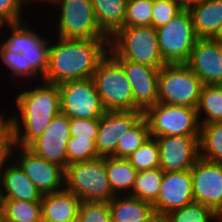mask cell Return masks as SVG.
<instances>
[{
    "instance_id": "1",
    "label": "cell",
    "mask_w": 222,
    "mask_h": 222,
    "mask_svg": "<svg viewBox=\"0 0 222 222\" xmlns=\"http://www.w3.org/2000/svg\"><path fill=\"white\" fill-rule=\"evenodd\" d=\"M28 85L24 90L16 88V96L12 99V103L16 100L15 106L8 112L14 127L15 145L21 148H27L39 138L52 119L61 112L57 84L41 81L39 84L33 82V86L30 83Z\"/></svg>"
},
{
    "instance_id": "2",
    "label": "cell",
    "mask_w": 222,
    "mask_h": 222,
    "mask_svg": "<svg viewBox=\"0 0 222 222\" xmlns=\"http://www.w3.org/2000/svg\"><path fill=\"white\" fill-rule=\"evenodd\" d=\"M53 37L51 36L48 67L42 78V81L50 84L59 85L70 80L92 78L98 64L109 52V39Z\"/></svg>"
},
{
    "instance_id": "3",
    "label": "cell",
    "mask_w": 222,
    "mask_h": 222,
    "mask_svg": "<svg viewBox=\"0 0 222 222\" xmlns=\"http://www.w3.org/2000/svg\"><path fill=\"white\" fill-rule=\"evenodd\" d=\"M27 21L25 19L22 22L4 25L3 30L5 29V32H2L0 35V43L8 51L15 54L21 53L22 58H24L25 84L22 87L28 83L32 84L36 81L38 83L42 81L48 67L51 43V36L50 33L48 34V31L46 34H42L40 31H36L37 28L28 25L29 22ZM47 34L49 36H46Z\"/></svg>"
},
{
    "instance_id": "4",
    "label": "cell",
    "mask_w": 222,
    "mask_h": 222,
    "mask_svg": "<svg viewBox=\"0 0 222 222\" xmlns=\"http://www.w3.org/2000/svg\"><path fill=\"white\" fill-rule=\"evenodd\" d=\"M109 53L115 59L129 60L160 69L166 63L153 26H124L109 38Z\"/></svg>"
},
{
    "instance_id": "5",
    "label": "cell",
    "mask_w": 222,
    "mask_h": 222,
    "mask_svg": "<svg viewBox=\"0 0 222 222\" xmlns=\"http://www.w3.org/2000/svg\"><path fill=\"white\" fill-rule=\"evenodd\" d=\"M64 188L81 201L109 202L115 195L107 177L106 157L67 165Z\"/></svg>"
},
{
    "instance_id": "6",
    "label": "cell",
    "mask_w": 222,
    "mask_h": 222,
    "mask_svg": "<svg viewBox=\"0 0 222 222\" xmlns=\"http://www.w3.org/2000/svg\"><path fill=\"white\" fill-rule=\"evenodd\" d=\"M57 11L51 14L55 26L54 36L65 39H109L100 29L90 0H53L50 4ZM53 16V17H52ZM57 29V30H56Z\"/></svg>"
},
{
    "instance_id": "7",
    "label": "cell",
    "mask_w": 222,
    "mask_h": 222,
    "mask_svg": "<svg viewBox=\"0 0 222 222\" xmlns=\"http://www.w3.org/2000/svg\"><path fill=\"white\" fill-rule=\"evenodd\" d=\"M92 79L105 111H134V96L122 65L108 52Z\"/></svg>"
},
{
    "instance_id": "8",
    "label": "cell",
    "mask_w": 222,
    "mask_h": 222,
    "mask_svg": "<svg viewBox=\"0 0 222 222\" xmlns=\"http://www.w3.org/2000/svg\"><path fill=\"white\" fill-rule=\"evenodd\" d=\"M202 86L185 63L165 64L158 72V102L197 108Z\"/></svg>"
},
{
    "instance_id": "9",
    "label": "cell",
    "mask_w": 222,
    "mask_h": 222,
    "mask_svg": "<svg viewBox=\"0 0 222 222\" xmlns=\"http://www.w3.org/2000/svg\"><path fill=\"white\" fill-rule=\"evenodd\" d=\"M150 137L169 135L199 136L197 108L156 103L144 112Z\"/></svg>"
},
{
    "instance_id": "10",
    "label": "cell",
    "mask_w": 222,
    "mask_h": 222,
    "mask_svg": "<svg viewBox=\"0 0 222 222\" xmlns=\"http://www.w3.org/2000/svg\"><path fill=\"white\" fill-rule=\"evenodd\" d=\"M159 48L166 64L186 63L198 37L190 10H181L167 24L156 28Z\"/></svg>"
},
{
    "instance_id": "11",
    "label": "cell",
    "mask_w": 222,
    "mask_h": 222,
    "mask_svg": "<svg viewBox=\"0 0 222 222\" xmlns=\"http://www.w3.org/2000/svg\"><path fill=\"white\" fill-rule=\"evenodd\" d=\"M58 87L61 113L69 119H100L105 113L92 78L66 81Z\"/></svg>"
},
{
    "instance_id": "12",
    "label": "cell",
    "mask_w": 222,
    "mask_h": 222,
    "mask_svg": "<svg viewBox=\"0 0 222 222\" xmlns=\"http://www.w3.org/2000/svg\"><path fill=\"white\" fill-rule=\"evenodd\" d=\"M13 160L42 194L64 189L65 170L61 166L18 146L14 148Z\"/></svg>"
},
{
    "instance_id": "13",
    "label": "cell",
    "mask_w": 222,
    "mask_h": 222,
    "mask_svg": "<svg viewBox=\"0 0 222 222\" xmlns=\"http://www.w3.org/2000/svg\"><path fill=\"white\" fill-rule=\"evenodd\" d=\"M190 174L194 202L205 205L222 218V163L199 157Z\"/></svg>"
},
{
    "instance_id": "14",
    "label": "cell",
    "mask_w": 222,
    "mask_h": 222,
    "mask_svg": "<svg viewBox=\"0 0 222 222\" xmlns=\"http://www.w3.org/2000/svg\"><path fill=\"white\" fill-rule=\"evenodd\" d=\"M159 145V168L163 172L191 170L199 158V136L155 137Z\"/></svg>"
},
{
    "instance_id": "15",
    "label": "cell",
    "mask_w": 222,
    "mask_h": 222,
    "mask_svg": "<svg viewBox=\"0 0 222 222\" xmlns=\"http://www.w3.org/2000/svg\"><path fill=\"white\" fill-rule=\"evenodd\" d=\"M70 139V119L63 113L57 114L43 134L27 148L35 155L66 168V147Z\"/></svg>"
},
{
    "instance_id": "16",
    "label": "cell",
    "mask_w": 222,
    "mask_h": 222,
    "mask_svg": "<svg viewBox=\"0 0 222 222\" xmlns=\"http://www.w3.org/2000/svg\"><path fill=\"white\" fill-rule=\"evenodd\" d=\"M194 202L190 170L164 172L157 200L152 204L156 215L165 216Z\"/></svg>"
},
{
    "instance_id": "17",
    "label": "cell",
    "mask_w": 222,
    "mask_h": 222,
    "mask_svg": "<svg viewBox=\"0 0 222 222\" xmlns=\"http://www.w3.org/2000/svg\"><path fill=\"white\" fill-rule=\"evenodd\" d=\"M142 111H105L100 117L95 141L100 157H109L116 152L119 139L127 133L142 117Z\"/></svg>"
},
{
    "instance_id": "18",
    "label": "cell",
    "mask_w": 222,
    "mask_h": 222,
    "mask_svg": "<svg viewBox=\"0 0 222 222\" xmlns=\"http://www.w3.org/2000/svg\"><path fill=\"white\" fill-rule=\"evenodd\" d=\"M123 67L134 96V111L145 112L158 103L159 69L129 60L116 59Z\"/></svg>"
},
{
    "instance_id": "19",
    "label": "cell",
    "mask_w": 222,
    "mask_h": 222,
    "mask_svg": "<svg viewBox=\"0 0 222 222\" xmlns=\"http://www.w3.org/2000/svg\"><path fill=\"white\" fill-rule=\"evenodd\" d=\"M185 64L203 85L222 84V63L215 39L198 38Z\"/></svg>"
},
{
    "instance_id": "20",
    "label": "cell",
    "mask_w": 222,
    "mask_h": 222,
    "mask_svg": "<svg viewBox=\"0 0 222 222\" xmlns=\"http://www.w3.org/2000/svg\"><path fill=\"white\" fill-rule=\"evenodd\" d=\"M42 196L13 159L2 168L0 200L41 201Z\"/></svg>"
},
{
    "instance_id": "21",
    "label": "cell",
    "mask_w": 222,
    "mask_h": 222,
    "mask_svg": "<svg viewBox=\"0 0 222 222\" xmlns=\"http://www.w3.org/2000/svg\"><path fill=\"white\" fill-rule=\"evenodd\" d=\"M81 200L65 188L43 194L41 200L42 222L77 221Z\"/></svg>"
},
{
    "instance_id": "22",
    "label": "cell",
    "mask_w": 222,
    "mask_h": 222,
    "mask_svg": "<svg viewBox=\"0 0 222 222\" xmlns=\"http://www.w3.org/2000/svg\"><path fill=\"white\" fill-rule=\"evenodd\" d=\"M108 203L112 222H149L156 215L151 203L130 195L114 196Z\"/></svg>"
},
{
    "instance_id": "23",
    "label": "cell",
    "mask_w": 222,
    "mask_h": 222,
    "mask_svg": "<svg viewBox=\"0 0 222 222\" xmlns=\"http://www.w3.org/2000/svg\"><path fill=\"white\" fill-rule=\"evenodd\" d=\"M198 38L213 39L222 25V0H203L190 9Z\"/></svg>"
},
{
    "instance_id": "24",
    "label": "cell",
    "mask_w": 222,
    "mask_h": 222,
    "mask_svg": "<svg viewBox=\"0 0 222 222\" xmlns=\"http://www.w3.org/2000/svg\"><path fill=\"white\" fill-rule=\"evenodd\" d=\"M128 0H90L101 31L110 38L124 27Z\"/></svg>"
},
{
    "instance_id": "25",
    "label": "cell",
    "mask_w": 222,
    "mask_h": 222,
    "mask_svg": "<svg viewBox=\"0 0 222 222\" xmlns=\"http://www.w3.org/2000/svg\"><path fill=\"white\" fill-rule=\"evenodd\" d=\"M106 172L115 196L131 194L138 171L128 159L106 157Z\"/></svg>"
},
{
    "instance_id": "26",
    "label": "cell",
    "mask_w": 222,
    "mask_h": 222,
    "mask_svg": "<svg viewBox=\"0 0 222 222\" xmlns=\"http://www.w3.org/2000/svg\"><path fill=\"white\" fill-rule=\"evenodd\" d=\"M199 124L222 122V85H203L197 107Z\"/></svg>"
},
{
    "instance_id": "27",
    "label": "cell",
    "mask_w": 222,
    "mask_h": 222,
    "mask_svg": "<svg viewBox=\"0 0 222 222\" xmlns=\"http://www.w3.org/2000/svg\"><path fill=\"white\" fill-rule=\"evenodd\" d=\"M199 157L222 163V122L200 125Z\"/></svg>"
},
{
    "instance_id": "28",
    "label": "cell",
    "mask_w": 222,
    "mask_h": 222,
    "mask_svg": "<svg viewBox=\"0 0 222 222\" xmlns=\"http://www.w3.org/2000/svg\"><path fill=\"white\" fill-rule=\"evenodd\" d=\"M163 174L160 168L138 171L130 196L153 204L157 200Z\"/></svg>"
},
{
    "instance_id": "29",
    "label": "cell",
    "mask_w": 222,
    "mask_h": 222,
    "mask_svg": "<svg viewBox=\"0 0 222 222\" xmlns=\"http://www.w3.org/2000/svg\"><path fill=\"white\" fill-rule=\"evenodd\" d=\"M5 222H42L41 201L0 200Z\"/></svg>"
},
{
    "instance_id": "30",
    "label": "cell",
    "mask_w": 222,
    "mask_h": 222,
    "mask_svg": "<svg viewBox=\"0 0 222 222\" xmlns=\"http://www.w3.org/2000/svg\"><path fill=\"white\" fill-rule=\"evenodd\" d=\"M150 138L149 124L143 116L127 133L118 141L116 152L112 155L116 158L128 159L143 143Z\"/></svg>"
},
{
    "instance_id": "31",
    "label": "cell",
    "mask_w": 222,
    "mask_h": 222,
    "mask_svg": "<svg viewBox=\"0 0 222 222\" xmlns=\"http://www.w3.org/2000/svg\"><path fill=\"white\" fill-rule=\"evenodd\" d=\"M168 222H217L221 219L212 209L192 202L165 215Z\"/></svg>"
},
{
    "instance_id": "32",
    "label": "cell",
    "mask_w": 222,
    "mask_h": 222,
    "mask_svg": "<svg viewBox=\"0 0 222 222\" xmlns=\"http://www.w3.org/2000/svg\"><path fill=\"white\" fill-rule=\"evenodd\" d=\"M160 150L156 138L150 137L135 152H133L128 160L137 170H149L159 168Z\"/></svg>"
},
{
    "instance_id": "33",
    "label": "cell",
    "mask_w": 222,
    "mask_h": 222,
    "mask_svg": "<svg viewBox=\"0 0 222 222\" xmlns=\"http://www.w3.org/2000/svg\"><path fill=\"white\" fill-rule=\"evenodd\" d=\"M154 0H128L124 26H152Z\"/></svg>"
},
{
    "instance_id": "34",
    "label": "cell",
    "mask_w": 222,
    "mask_h": 222,
    "mask_svg": "<svg viewBox=\"0 0 222 222\" xmlns=\"http://www.w3.org/2000/svg\"><path fill=\"white\" fill-rule=\"evenodd\" d=\"M96 140L69 139L66 147V166L100 157L96 150Z\"/></svg>"
},
{
    "instance_id": "35",
    "label": "cell",
    "mask_w": 222,
    "mask_h": 222,
    "mask_svg": "<svg viewBox=\"0 0 222 222\" xmlns=\"http://www.w3.org/2000/svg\"><path fill=\"white\" fill-rule=\"evenodd\" d=\"M0 61V66L2 65V68L6 67V69H8L7 71H9L8 74L10 76L8 80L12 79L9 84L11 85V83L13 82V86H16L18 84L17 86L19 87L20 85L21 87L22 84L25 83V61L24 58H22L21 53H12L0 43Z\"/></svg>"
},
{
    "instance_id": "36",
    "label": "cell",
    "mask_w": 222,
    "mask_h": 222,
    "mask_svg": "<svg viewBox=\"0 0 222 222\" xmlns=\"http://www.w3.org/2000/svg\"><path fill=\"white\" fill-rule=\"evenodd\" d=\"M77 222H112L107 201H81Z\"/></svg>"
},
{
    "instance_id": "37",
    "label": "cell",
    "mask_w": 222,
    "mask_h": 222,
    "mask_svg": "<svg viewBox=\"0 0 222 222\" xmlns=\"http://www.w3.org/2000/svg\"><path fill=\"white\" fill-rule=\"evenodd\" d=\"M15 135L12 120L8 113L0 121V168L13 159Z\"/></svg>"
},
{
    "instance_id": "38",
    "label": "cell",
    "mask_w": 222,
    "mask_h": 222,
    "mask_svg": "<svg viewBox=\"0 0 222 222\" xmlns=\"http://www.w3.org/2000/svg\"><path fill=\"white\" fill-rule=\"evenodd\" d=\"M182 9L173 0H154L152 26L161 27L172 20Z\"/></svg>"
},
{
    "instance_id": "39",
    "label": "cell",
    "mask_w": 222,
    "mask_h": 222,
    "mask_svg": "<svg viewBox=\"0 0 222 222\" xmlns=\"http://www.w3.org/2000/svg\"><path fill=\"white\" fill-rule=\"evenodd\" d=\"M25 7L32 8L31 5L28 6L25 0H0V20L5 25L24 21L22 12L27 10L24 9Z\"/></svg>"
},
{
    "instance_id": "40",
    "label": "cell",
    "mask_w": 222,
    "mask_h": 222,
    "mask_svg": "<svg viewBox=\"0 0 222 222\" xmlns=\"http://www.w3.org/2000/svg\"><path fill=\"white\" fill-rule=\"evenodd\" d=\"M100 119H70V139L96 140Z\"/></svg>"
},
{
    "instance_id": "41",
    "label": "cell",
    "mask_w": 222,
    "mask_h": 222,
    "mask_svg": "<svg viewBox=\"0 0 222 222\" xmlns=\"http://www.w3.org/2000/svg\"><path fill=\"white\" fill-rule=\"evenodd\" d=\"M181 9L190 10L192 7L201 3L203 0H173Z\"/></svg>"
},
{
    "instance_id": "42",
    "label": "cell",
    "mask_w": 222,
    "mask_h": 222,
    "mask_svg": "<svg viewBox=\"0 0 222 222\" xmlns=\"http://www.w3.org/2000/svg\"><path fill=\"white\" fill-rule=\"evenodd\" d=\"M53 0H25V2L28 4V6L31 4L32 5V3L34 4V5H36L37 4V2L39 3V4H41V3H43V6H41V7H43V8H45L44 7V5L45 6H47V7H49V4L52 2ZM45 2V3H44ZM48 4V5H47Z\"/></svg>"
},
{
    "instance_id": "43",
    "label": "cell",
    "mask_w": 222,
    "mask_h": 222,
    "mask_svg": "<svg viewBox=\"0 0 222 222\" xmlns=\"http://www.w3.org/2000/svg\"><path fill=\"white\" fill-rule=\"evenodd\" d=\"M149 222H168L165 216L155 215Z\"/></svg>"
},
{
    "instance_id": "44",
    "label": "cell",
    "mask_w": 222,
    "mask_h": 222,
    "mask_svg": "<svg viewBox=\"0 0 222 222\" xmlns=\"http://www.w3.org/2000/svg\"><path fill=\"white\" fill-rule=\"evenodd\" d=\"M218 42H222V25L220 26L217 35L213 38Z\"/></svg>"
},
{
    "instance_id": "45",
    "label": "cell",
    "mask_w": 222,
    "mask_h": 222,
    "mask_svg": "<svg viewBox=\"0 0 222 222\" xmlns=\"http://www.w3.org/2000/svg\"><path fill=\"white\" fill-rule=\"evenodd\" d=\"M218 53H219V58L222 63V42H218Z\"/></svg>"
},
{
    "instance_id": "46",
    "label": "cell",
    "mask_w": 222,
    "mask_h": 222,
    "mask_svg": "<svg viewBox=\"0 0 222 222\" xmlns=\"http://www.w3.org/2000/svg\"><path fill=\"white\" fill-rule=\"evenodd\" d=\"M0 222H5L4 221V211H3V207L0 203Z\"/></svg>"
},
{
    "instance_id": "47",
    "label": "cell",
    "mask_w": 222,
    "mask_h": 222,
    "mask_svg": "<svg viewBox=\"0 0 222 222\" xmlns=\"http://www.w3.org/2000/svg\"><path fill=\"white\" fill-rule=\"evenodd\" d=\"M6 112L4 109H0V121L6 116Z\"/></svg>"
},
{
    "instance_id": "48",
    "label": "cell",
    "mask_w": 222,
    "mask_h": 222,
    "mask_svg": "<svg viewBox=\"0 0 222 222\" xmlns=\"http://www.w3.org/2000/svg\"><path fill=\"white\" fill-rule=\"evenodd\" d=\"M5 24L0 20V35L2 34V29Z\"/></svg>"
},
{
    "instance_id": "49",
    "label": "cell",
    "mask_w": 222,
    "mask_h": 222,
    "mask_svg": "<svg viewBox=\"0 0 222 222\" xmlns=\"http://www.w3.org/2000/svg\"><path fill=\"white\" fill-rule=\"evenodd\" d=\"M1 170L2 168H0V191H1Z\"/></svg>"
}]
</instances>
